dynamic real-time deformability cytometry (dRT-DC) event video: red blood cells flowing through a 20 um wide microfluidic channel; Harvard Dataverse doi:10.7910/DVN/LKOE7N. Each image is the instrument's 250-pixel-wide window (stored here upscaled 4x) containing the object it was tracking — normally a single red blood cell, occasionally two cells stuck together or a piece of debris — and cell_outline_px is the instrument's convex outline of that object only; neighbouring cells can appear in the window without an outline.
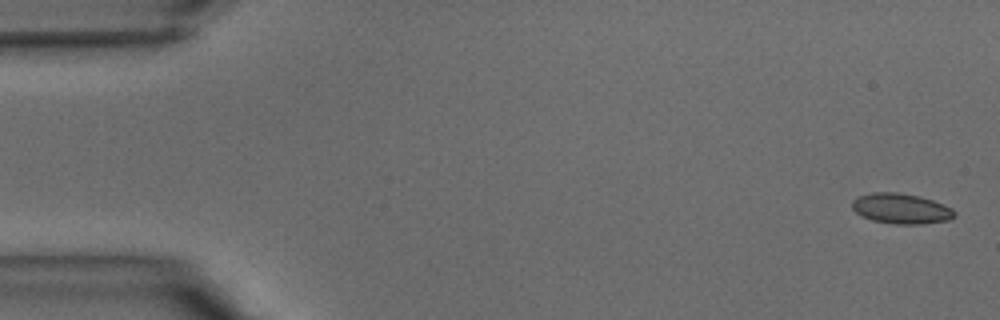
{"species": "common noctule bat (a hibernating species)", "species_latin": "Nyctalus noctula", "temperature_condition": "warm", "stored_images_in_passage": 39, "camera_frame_rate_fps": 3000, "um_per_image_px": 0.085, "animal": {"sex": "male", "body_mass_g": 15.6}, "frame": {"image": 1, "passage_image": 1, "time_ms": 0.0, "image_size_px": [1000, 320], "cell_outline_px": [[956, 216], [948, 220], [924, 224], [896, 224], [872, 220], [856, 212], [852, 208], [852, 200], [860, 196], [872, 192], [896, 192], [920, 196], [932, 200], [952, 208], [956, 212]], "centroid_in_image_um": [76.62, 17.73], "position_along_channel_um": 8.4, "area_um2": 18.03}}
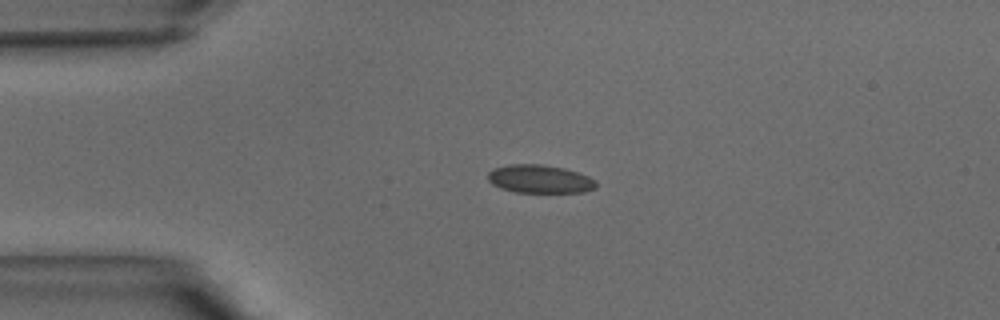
{"frame": {"image": 2, "passage_image": 9, "time_ms": 2.667, "image_size_px": [1000, 320], "cell_outline_px": [[596, 188], [584, 192], [516, 192], [500, 188], [492, 184], [488, 180], [488, 172], [492, 168], [508, 164], [540, 164], [564, 168], [588, 176], [596, 180]], "centroid_in_image_um": [45.86, 15.21], "position_along_channel_um": 39.1, "area_um2": 17.86}}
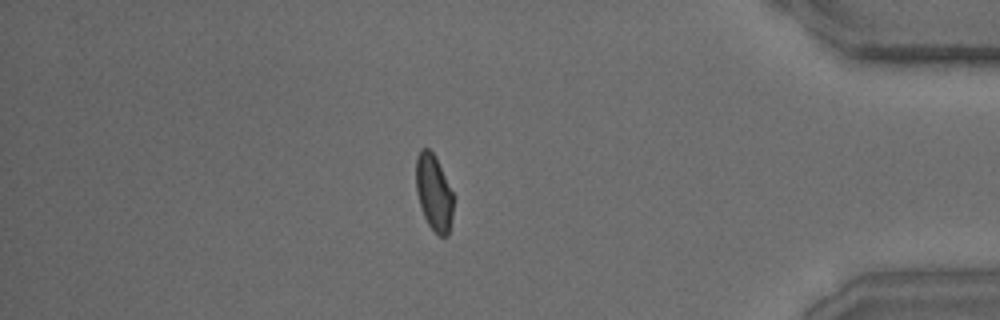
{"frame": {"image": 3, "passage_image": 34, "time_ms": 11.0, "image_size_px": [1000, 320], "cell_outline_px": [[452, 216], [448, 236], [440, 236], [428, 224], [424, 216], [416, 192], [416, 156], [420, 148], [428, 148], [432, 152], [452, 192]], "centroid_in_image_um": [36.85, 16.37], "position_along_channel_um": 398.4, "area_um2": 16.13}}